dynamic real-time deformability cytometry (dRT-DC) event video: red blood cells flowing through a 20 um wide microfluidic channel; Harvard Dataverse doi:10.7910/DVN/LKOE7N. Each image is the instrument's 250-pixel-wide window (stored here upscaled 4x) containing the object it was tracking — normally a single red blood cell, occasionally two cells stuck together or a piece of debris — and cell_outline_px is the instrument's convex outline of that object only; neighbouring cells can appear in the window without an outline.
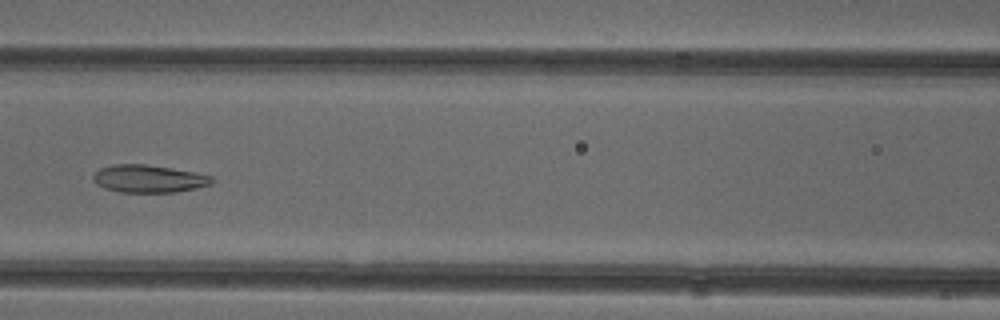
{"species": "common noctule bat (a hibernating species)", "species_latin": "Nyctalus noctula", "temperature_condition": "cold", "stored_images_in_passage": 53, "camera_frame_rate_fps": 3000, "um_per_image_px": 0.085, "animal": {"sex": "female"}, "frame": {"image": 1, "passage_image": 23, "time_ms": 7.333, "image_size_px": [1000, 320], "cell_outline_px": [[216, 180], [212, 184], [196, 188], [176, 192], [120, 192], [104, 188], [96, 184], [92, 176], [100, 168], [112, 164], [144, 164], [172, 168], [196, 172], [212, 176]], "centroid_in_image_um": [12.67, 15.19], "position_along_channel_um": 153.9, "area_um2": 19.25}}
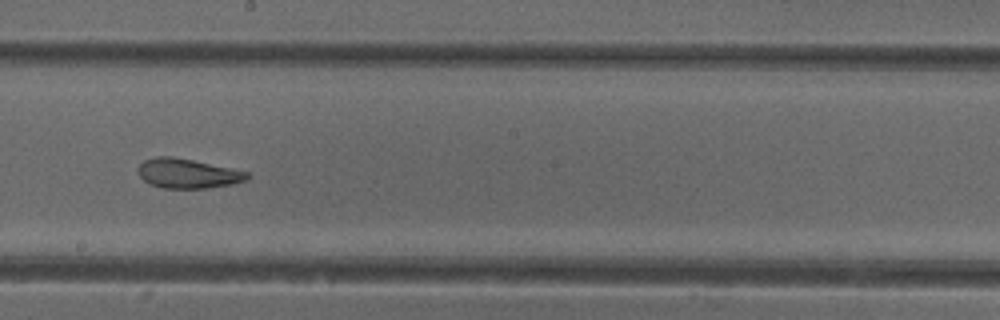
{"frame": {"image": 2, "passage_image": 29, "time_ms": 9.333, "image_size_px": [1000, 320], "cell_outline_px": [[252, 176], [244, 180], [232, 184], [204, 188], [160, 188], [148, 184], [136, 172], [136, 168], [144, 160], [156, 156], [172, 156], [192, 160], [248, 172]], "centroid_in_image_um": [15.88, 14.74], "position_along_channel_um": 232.3, "area_um2": 18.79}}
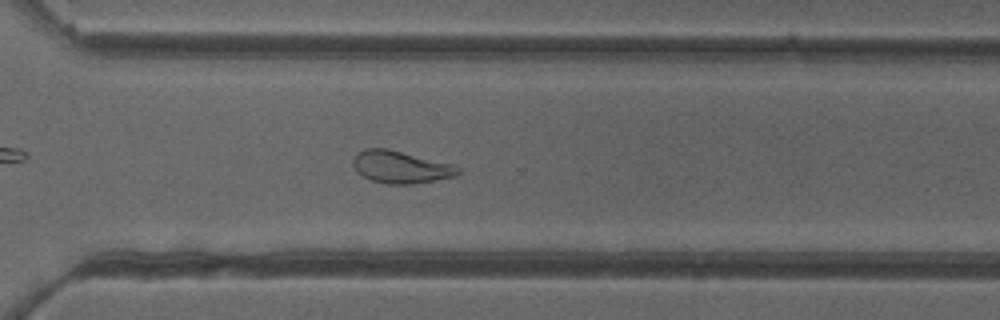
{"frame": {"image": 3, "passage_image": 37, "time_ms": 12.0, "image_size_px": [1000, 320], "cell_outline_px": [[460, 172], [452, 176], [412, 184], [388, 184], [372, 180], [356, 172], [352, 164], [352, 160], [364, 148], [388, 148], [456, 164], [460, 168]], "centroid_in_image_um": [34.06, 14.18], "position_along_channel_um": 336.5, "area_um2": 19.77}}